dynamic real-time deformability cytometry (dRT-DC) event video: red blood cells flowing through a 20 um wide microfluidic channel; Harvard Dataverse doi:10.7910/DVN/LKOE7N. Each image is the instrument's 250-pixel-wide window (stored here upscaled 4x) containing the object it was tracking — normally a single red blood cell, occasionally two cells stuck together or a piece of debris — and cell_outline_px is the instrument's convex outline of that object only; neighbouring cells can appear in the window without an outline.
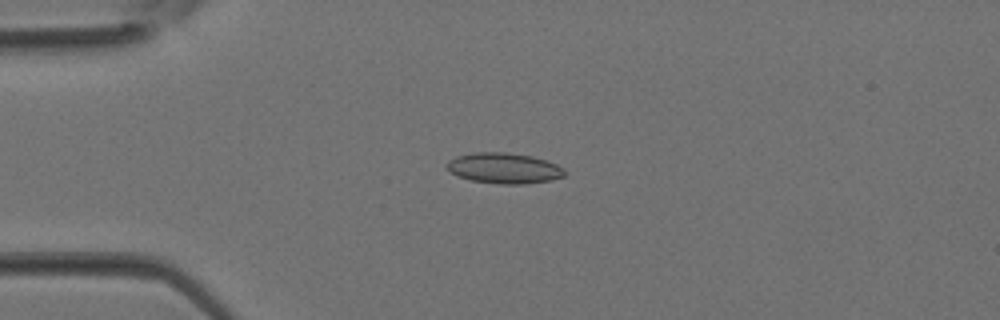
{"species": "Egyptian fruit bat (a non-hibernating species)", "species_latin": "Rousettus aegyptiacus", "temperature_condition": "room temperature", "stored_images_in_passage": 37, "camera_frame_rate_fps": 3000, "um_per_image_px": 0.085, "animal": {"sex": "female"}, "frame": {"image": 1, "passage_image": 9, "time_ms": 2.667, "image_size_px": [1000, 320], "cell_outline_px": [[564, 176], [552, 180], [524, 184], [500, 184], [472, 180], [456, 176], [444, 164], [448, 160], [456, 156], [472, 152], [504, 152], [532, 156], [556, 164], [564, 168]], "centroid_in_image_um": [42.81, 14.29], "position_along_channel_um": 42.2, "area_um2": 21.04}}
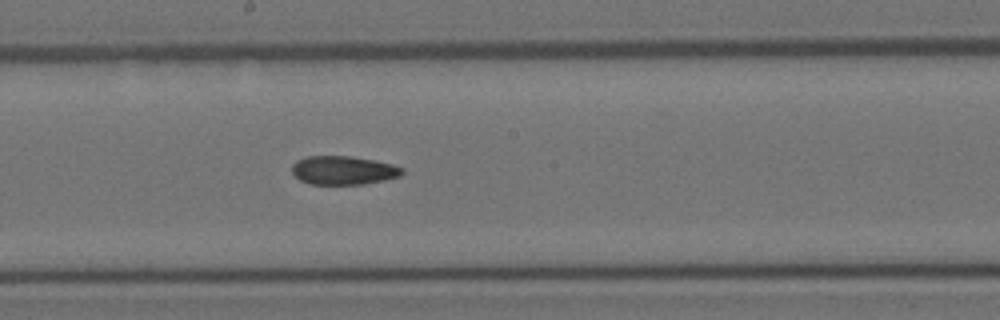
{"frame": {"image": 2, "passage_image": 20, "time_ms": 6.333, "image_size_px": [1000, 320], "cell_outline_px": [[404, 172], [400, 176], [384, 180], [364, 184], [312, 184], [300, 180], [292, 172], [292, 164], [296, 160], [304, 156], [352, 156], [376, 160], [392, 164], [404, 168]], "centroid_in_image_um": [29.19, 14.46], "position_along_channel_um": 219.0, "area_um2": 18.55}}
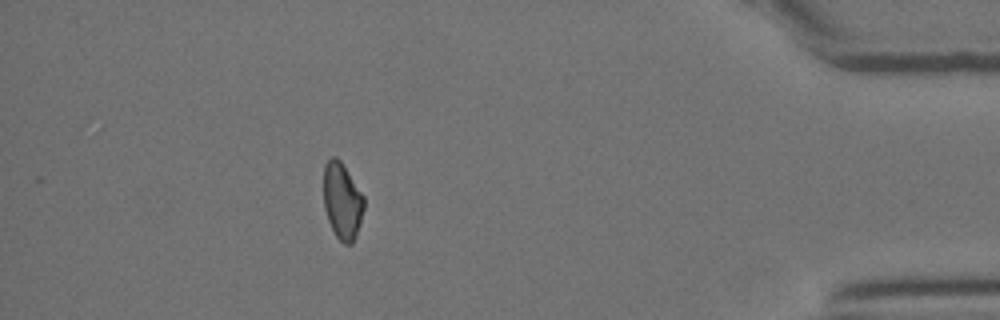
{"frame": {"image": 3, "passage_image": 33, "time_ms": 10.667, "image_size_px": [1000, 320], "cell_outline_px": [[364, 208], [360, 224], [356, 236], [352, 244], [344, 244], [336, 236], [328, 220], [324, 208], [324, 164], [332, 156], [336, 156], [340, 160], [364, 196]], "centroid_in_image_um": [29.09, 17.08], "position_along_channel_um": 406.1, "area_um2": 17.98}}